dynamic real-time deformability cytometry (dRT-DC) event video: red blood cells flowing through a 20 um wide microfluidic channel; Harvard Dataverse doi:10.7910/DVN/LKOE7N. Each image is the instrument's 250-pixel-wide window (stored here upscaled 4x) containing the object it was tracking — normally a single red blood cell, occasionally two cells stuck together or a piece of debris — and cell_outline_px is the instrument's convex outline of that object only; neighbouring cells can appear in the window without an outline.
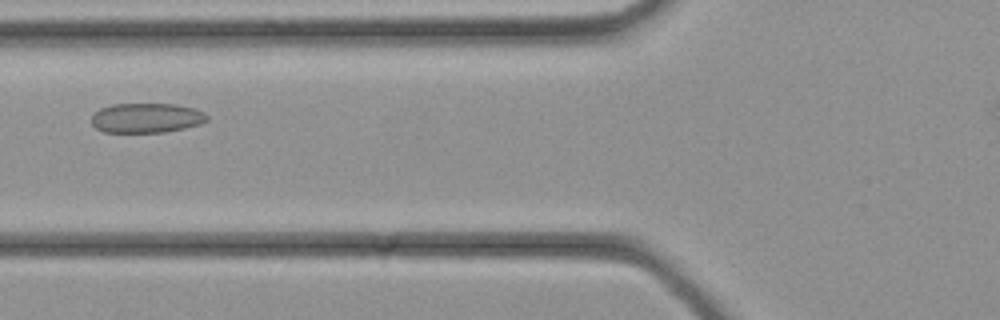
{"species": "common noctule bat (a hibernating species)", "species_latin": "Nyctalus noctula", "temperature_condition": "cold", "stored_images_in_passage": 22, "camera_frame_rate_fps": 3000, "um_per_image_px": 0.085, "animal": {"sex": "female", "body_mass_g": 21.9}, "frame": {"image": 1, "passage_image": 3, "time_ms": 0.667, "image_size_px": [1000, 320], "cell_outline_px": [[208, 120], [200, 124], [184, 128], [164, 132], [104, 132], [96, 128], [92, 124], [92, 116], [100, 108], [112, 104], [176, 104], [196, 108], [204, 112], [208, 116]], "centroid_in_image_um": [12.47, 10.02], "position_along_channel_um": 113.3, "area_um2": 20.06}}
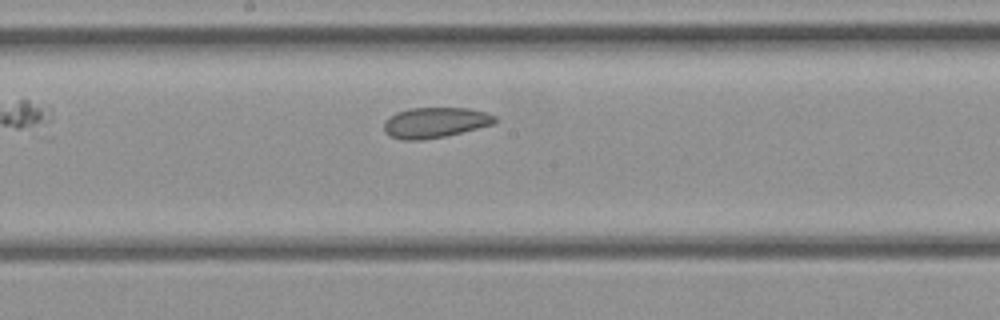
{"frame": {"image": 2, "passage_image": 8, "time_ms": 2.333, "image_size_px": [1000, 320], "cell_outline_px": [[496, 120], [492, 124], [444, 136], [420, 140], [400, 140], [388, 136], [384, 132], [384, 120], [396, 112], [408, 108], [468, 108], [488, 112], [496, 116]], "centroid_in_image_um": [36.92, 10.41], "position_along_channel_um": 211.3, "area_um2": 19.71}}
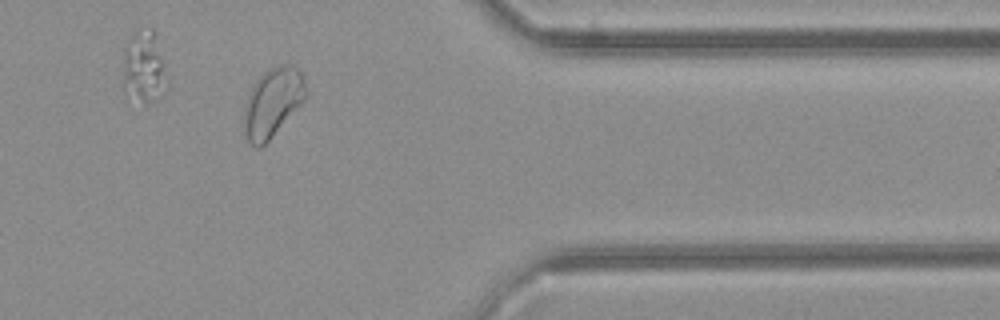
{"frame": {"image": 3, "passage_image": 18, "time_ms": 5.667, "image_size_px": [1000, 320], "cell_outline_px": [[308, 96], [272, 136], [260, 148], [256, 148], [248, 140], [244, 128], [244, 108], [248, 92], [256, 80], [268, 68], [280, 64], [292, 64], [300, 68], [304, 76], [308, 88]], "centroid_in_image_um": [23.21, 8.64], "position_along_channel_um": 388.2, "area_um2": 25.14}}